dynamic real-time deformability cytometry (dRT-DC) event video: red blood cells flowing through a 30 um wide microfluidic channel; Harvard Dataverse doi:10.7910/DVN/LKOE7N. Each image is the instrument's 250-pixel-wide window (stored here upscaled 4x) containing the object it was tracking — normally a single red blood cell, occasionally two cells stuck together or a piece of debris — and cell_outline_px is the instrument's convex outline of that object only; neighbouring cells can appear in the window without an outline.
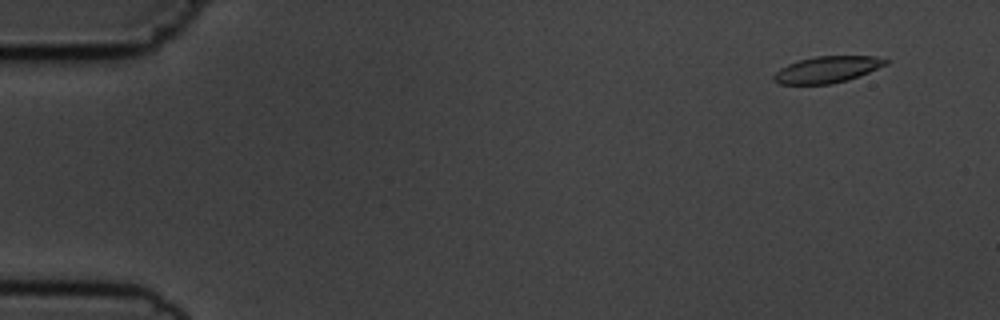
{"species": "common noctule bat (a hibernating species)", "species_latin": "Nyctalus noctula", "temperature_condition": "cold", "stored_images_in_passage": 7, "camera_frame_rate_fps": 3000, "um_per_image_px": 0.085, "animal": {"sex": "male", "body_mass_g": 19.5, "forearm_length_mm": 54.6}, "frame": {"image": 1, "passage_image": 2, "time_ms": 1.0, "image_size_px": [1000, 320], "cell_outline_px": [[888, 64], [860, 76], [848, 80], [832, 84], [780, 84], [772, 80], [772, 76], [780, 68], [788, 64], [800, 60], [816, 56], [876, 56], [888, 60]], "centroid_in_image_um": [70.32, 5.91], "position_along_channel_um": 14.7, "area_um2": 17.34}}
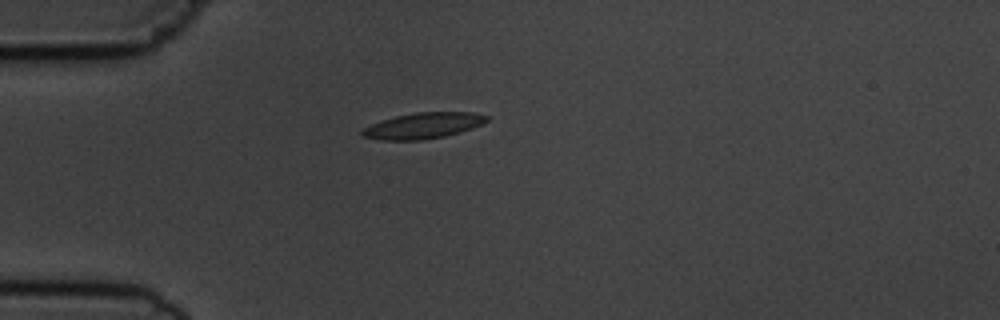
{"frame": {"image": 2, "passage_image": 5, "time_ms": 4.667, "image_size_px": [1000, 320], "cell_outline_px": [[488, 120], [472, 128], [460, 132], [444, 136], [420, 140], [380, 140], [360, 136], [360, 132], [364, 128], [380, 120], [396, 116], [416, 112], [476, 112], [488, 116]], "centroid_in_image_um": [35.94, 10.68], "position_along_channel_um": 49.1, "area_um2": 18.79}}
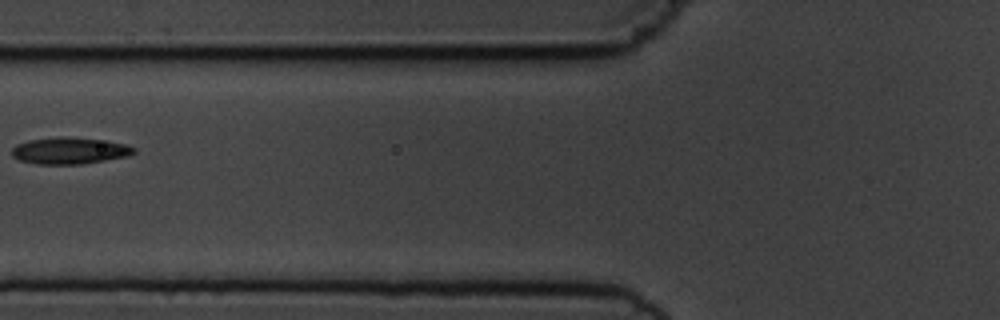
{"frame": {"image": 3, "passage_image": 7, "time_ms": 7.0, "image_size_px": [1000, 320], "cell_outline_px": [[136, 152], [128, 156], [80, 164], [36, 164], [20, 160], [12, 156], [12, 148], [16, 144], [28, 140], [56, 136], [64, 136], [108, 140], [124, 144], [136, 148]], "centroid_in_image_um": [5.91, 12.79], "position_along_channel_um": 119.9, "area_um2": 19.13}}